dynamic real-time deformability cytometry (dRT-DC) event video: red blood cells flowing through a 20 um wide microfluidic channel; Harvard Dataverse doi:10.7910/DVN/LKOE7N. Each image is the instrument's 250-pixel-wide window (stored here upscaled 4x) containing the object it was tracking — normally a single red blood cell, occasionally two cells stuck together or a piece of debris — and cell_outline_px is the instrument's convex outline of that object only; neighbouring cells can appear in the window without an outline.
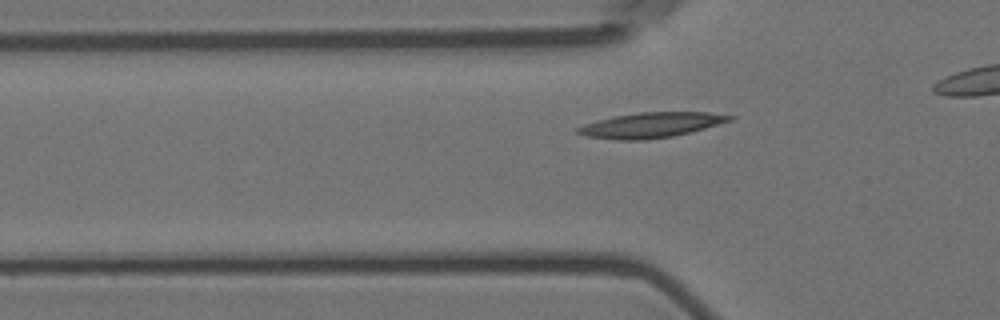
{"species": "Egyptian fruit bat (a non-hibernating species)", "species_latin": "Rousettus aegyptiacus", "temperature_condition": "room temperature", "stored_images_in_passage": 36, "camera_frame_rate_fps": 3000, "um_per_image_px": 0.085, "animal": {"sex": "female"}, "frame": {"image": 1, "passage_image": 9, "time_ms": 2.667, "image_size_px": [1000, 320], "cell_outline_px": [[736, 116], [732, 120], [704, 128], [672, 136], [644, 140], [616, 140], [588, 136], [576, 132], [576, 128], [584, 124], [596, 120], [612, 116], [640, 112], [708, 112]], "centroid_in_image_um": [55.31, 10.62], "position_along_channel_um": 70.5, "area_um2": 22.14}}
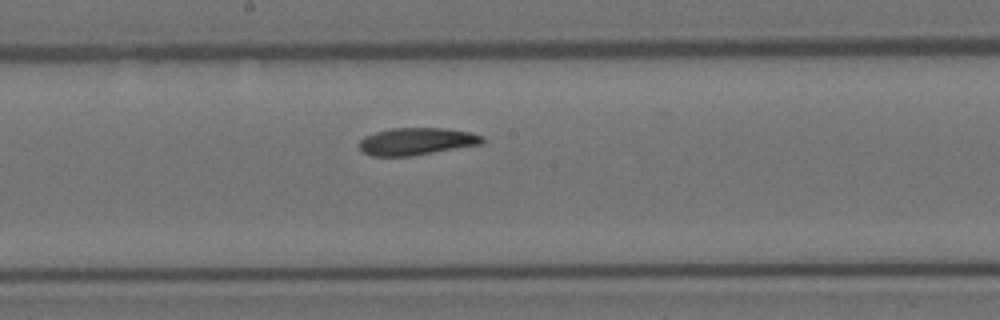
{"frame": {"image": 2, "passage_image": 21, "time_ms": 6.667, "image_size_px": [1000, 320], "cell_outline_px": [[484, 140], [480, 144], [412, 156], [372, 156], [364, 152], [360, 148], [360, 140], [364, 136], [376, 132], [392, 128], [444, 128], [472, 132], [484, 136]], "centroid_in_image_um": [35.42, 12.01], "position_along_channel_um": 212.8, "area_um2": 19.48}}
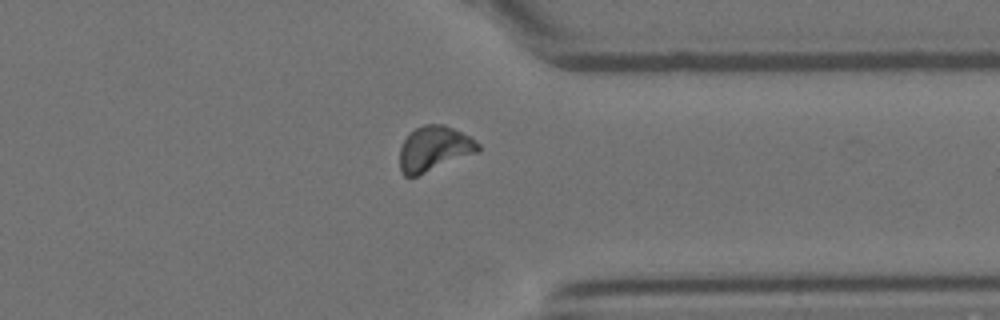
{"frame": {"image": 3, "passage_image": 35, "time_ms": 11.333, "image_size_px": [1000, 320], "cell_outline_px": [[480, 152], [416, 176], [404, 176], [400, 168], [400, 148], [404, 140], [416, 128], [424, 124], [444, 124], [468, 136], [480, 144]], "centroid_in_image_um": [36.92, 12.64], "position_along_channel_um": 374.5, "area_um2": 20.4}}